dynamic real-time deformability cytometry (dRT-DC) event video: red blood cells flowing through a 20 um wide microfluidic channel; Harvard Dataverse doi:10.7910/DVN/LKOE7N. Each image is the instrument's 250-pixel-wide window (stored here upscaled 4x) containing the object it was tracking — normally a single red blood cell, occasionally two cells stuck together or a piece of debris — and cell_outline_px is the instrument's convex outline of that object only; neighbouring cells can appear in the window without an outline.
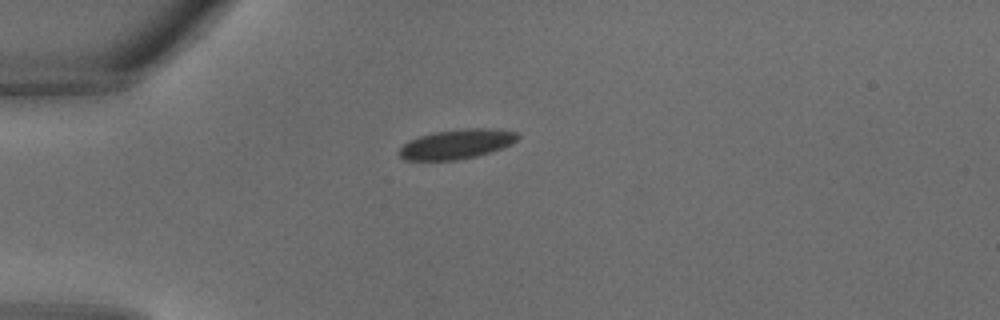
{"species": "common noctule bat (a hibernating species)", "species_latin": "Nyctalus noctula", "temperature_condition": "warm", "stored_images_in_passage": 25, "camera_frame_rate_fps": 3000, "um_per_image_px": 0.085, "animal": {"sex": "male", "body_mass_g": 18.8}, "frame": {"image": 1, "passage_image": 1, "time_ms": 0.0, "image_size_px": [1000, 320], "cell_outline_px": [[520, 136], [512, 144], [476, 156], [456, 160], [404, 160], [400, 156], [400, 148], [408, 140], [420, 136], [436, 132], [464, 128], [488, 128], [516, 132]], "centroid_in_image_um": [38.8, 12.24], "position_along_channel_um": 46.2, "area_um2": 20.17}}
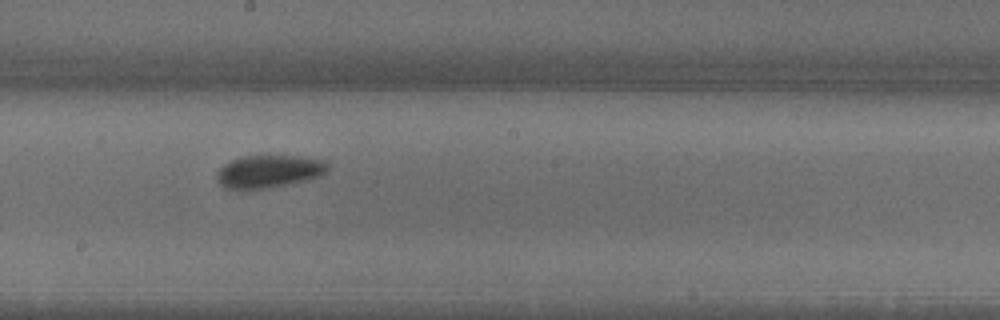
{"frame": {"image": 2, "passage_image": 11, "time_ms": 3.333, "image_size_px": [1000, 320], "cell_outline_px": [[328, 172], [320, 176], [308, 180], [264, 188], [224, 188], [216, 180], [216, 172], [224, 164], [240, 156], [312, 156], [328, 160]], "centroid_in_image_um": [22.92, 14.54], "position_along_channel_um": 225.3, "area_um2": 21.33}}
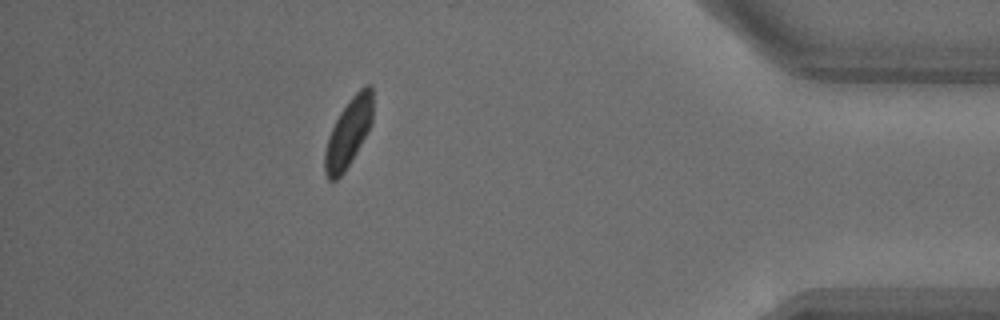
{"frame": {"image": 3, "passage_image": 22, "time_ms": 7.0, "image_size_px": [1000, 320], "cell_outline_px": [[372, 120], [356, 152], [344, 172], [336, 180], [328, 180], [324, 172], [324, 152], [328, 136], [340, 112], [352, 96], [364, 84], [372, 84]], "centroid_in_image_um": [29.59, 11.27], "position_along_channel_um": 405.6, "area_um2": 18.84}}